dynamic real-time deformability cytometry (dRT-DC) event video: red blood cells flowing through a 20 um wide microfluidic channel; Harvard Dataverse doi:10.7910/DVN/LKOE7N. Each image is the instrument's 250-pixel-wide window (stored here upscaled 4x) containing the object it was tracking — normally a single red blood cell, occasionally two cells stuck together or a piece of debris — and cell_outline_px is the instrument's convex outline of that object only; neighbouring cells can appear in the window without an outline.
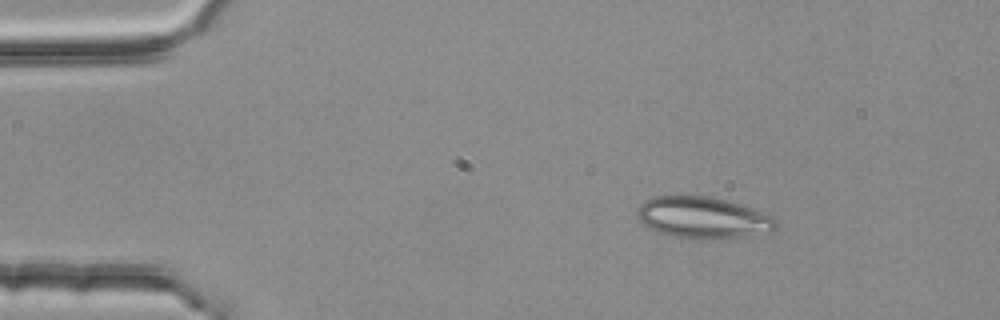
{"species": "common noctule bat (a hibernating species)", "species_latin": "Nyctalus noctula", "temperature_condition": "room temperature", "stored_images_in_passage": 3, "camera_frame_rate_fps": 3000, "um_per_image_px": 0.085, "animal": {"sex": "female", "body_mass_g": 25.1}, "frame": {"image": 1, "passage_image": 1, "time_ms": 0.0, "image_size_px": [1000, 320], "cell_outline_px": [[780, 224], [772, 232], [744, 236], [700, 240], [696, 240], [672, 236], [656, 232], [644, 224], [636, 216], [636, 212], [640, 204], [644, 200], [652, 196], [708, 196], [724, 200], [772, 216]], "centroid_in_image_um": [59.71, 18.52], "position_along_channel_um": 25.3, "area_um2": 33.58}}